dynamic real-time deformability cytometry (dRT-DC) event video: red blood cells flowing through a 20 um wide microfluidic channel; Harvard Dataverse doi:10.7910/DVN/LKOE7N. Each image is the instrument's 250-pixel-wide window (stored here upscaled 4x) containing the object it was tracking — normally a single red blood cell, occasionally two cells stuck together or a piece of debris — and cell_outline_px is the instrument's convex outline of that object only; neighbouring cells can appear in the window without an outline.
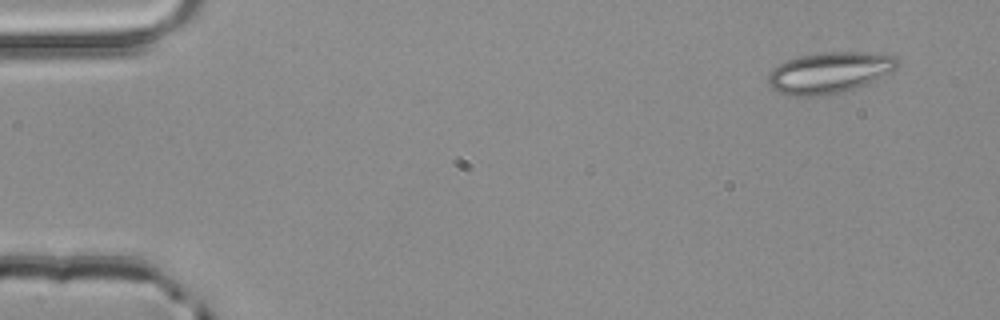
{"species": "common noctule bat (a hibernating species)", "species_latin": "Nyctalus noctula", "temperature_condition": "room temperature", "stored_images_in_passage": 3, "camera_frame_rate_fps": 3000, "um_per_image_px": 0.085, "animal": {"sex": "male", "body_mass_g": 20.4}, "frame": {"image": 1, "passage_image": 1, "time_ms": 0.0, "image_size_px": [1000, 320], "cell_outline_px": [[896, 68], [876, 80], [868, 84], [856, 88], [824, 96], [788, 96], [772, 88], [768, 84], [768, 72], [772, 68], [788, 60], [800, 56], [824, 52], [864, 52], [896, 56]], "centroid_in_image_um": [70.46, 6.19], "position_along_channel_um": 14.5, "area_um2": 30.92}}
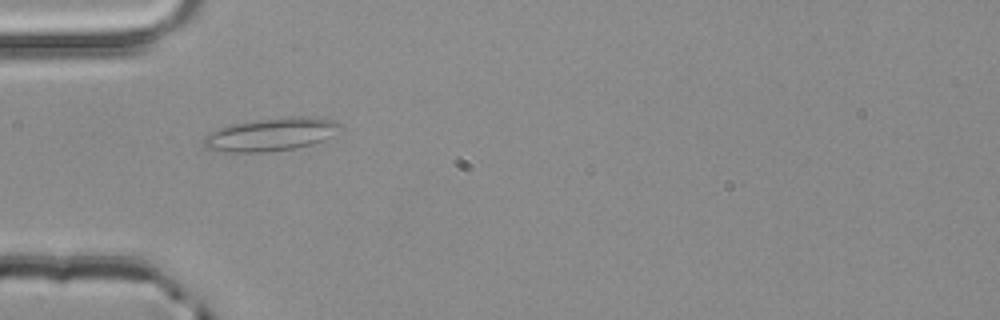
{"frame": {"image": 2, "passage_image": 3, "time_ms": 0.667, "image_size_px": [1000, 320], "cell_outline_px": [[340, 124], [332, 136], [324, 140], [312, 144], [296, 148], [260, 152], [216, 152], [204, 148], [204, 136], [228, 124], [260, 120], [300, 116], [308, 116], [332, 120]], "centroid_in_image_um": [22.97, 11.44], "position_along_channel_um": 62.0, "area_um2": 25.95}}